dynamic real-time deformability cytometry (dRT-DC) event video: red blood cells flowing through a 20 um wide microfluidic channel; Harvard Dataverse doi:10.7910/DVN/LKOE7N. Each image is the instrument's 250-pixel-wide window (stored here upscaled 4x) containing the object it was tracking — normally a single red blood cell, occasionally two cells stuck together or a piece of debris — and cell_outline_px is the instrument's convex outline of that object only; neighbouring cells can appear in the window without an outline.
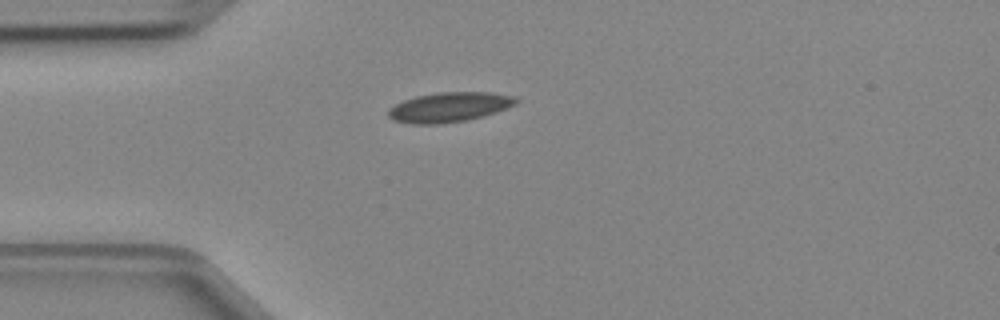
{"species": "Egyptian fruit bat (a non-hibernating species)", "species_latin": "Rousettus aegyptiacus", "temperature_condition": "cold", "stored_images_in_passage": 2, "camera_frame_rate_fps": 3000, "um_per_image_px": 0.085, "animal": {"sex": "female"}, "frame": {"image": 1, "passage_image": 1, "time_ms": 0.0, "image_size_px": [1000, 320], "cell_outline_px": [[520, 100], [516, 104], [508, 108], [484, 116], [468, 120], [440, 124], [412, 124], [392, 120], [388, 116], [388, 108], [404, 100], [416, 96], [436, 92], [488, 92], [516, 96]], "centroid_in_image_um": [38.21, 9.11], "position_along_channel_um": 46.8, "area_um2": 22.43}}